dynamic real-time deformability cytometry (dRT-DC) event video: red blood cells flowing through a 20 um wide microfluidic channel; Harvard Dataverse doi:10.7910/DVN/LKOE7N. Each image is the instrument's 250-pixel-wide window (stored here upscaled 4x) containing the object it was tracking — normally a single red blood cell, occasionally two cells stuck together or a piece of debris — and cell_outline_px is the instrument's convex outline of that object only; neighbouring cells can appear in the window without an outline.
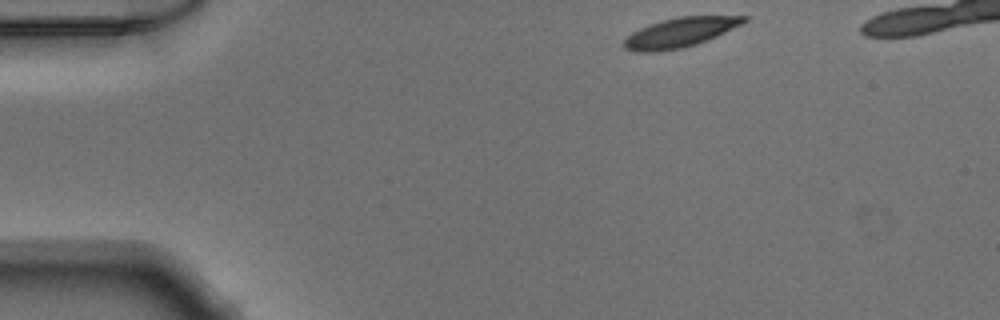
{"species": "Egyptian fruit bat (a non-hibernating species)", "species_latin": "Rousettus aegyptiacus", "temperature_condition": "warm", "stored_images_in_passage": 40, "camera_frame_rate_fps": 3000, "um_per_image_px": 0.085, "animal": {"sex": "male"}, "frame": {"image": 1, "passage_image": 1, "time_ms": 0.0, "image_size_px": [1000, 320], "cell_outline_px": [[748, 20], [744, 24], [716, 36], [696, 44], [680, 48], [656, 52], [636, 52], [624, 48], [624, 40], [632, 32], [640, 28], [664, 20], [680, 16], [748, 16]], "centroid_in_image_um": [57.83, 2.76], "position_along_channel_um": 27.2, "area_um2": 20.4}}
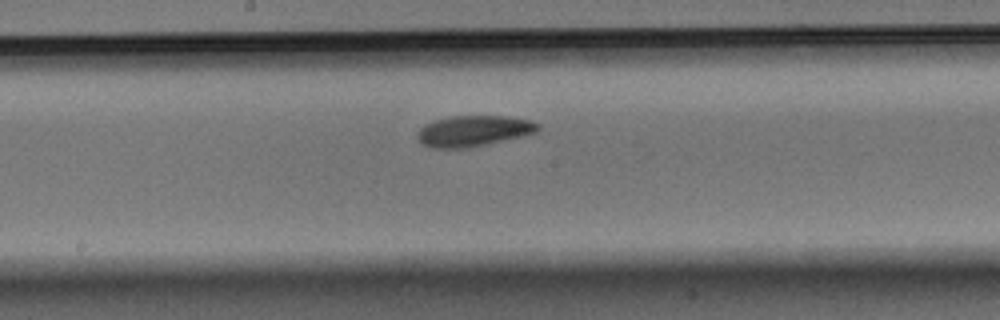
{"frame": {"image": 2, "passage_image": 20, "time_ms": 6.333, "image_size_px": [1000, 320], "cell_outline_px": [[540, 128], [536, 132], [524, 136], [464, 148], [432, 148], [420, 144], [416, 136], [416, 132], [424, 124], [436, 120], [452, 116], [508, 116], [532, 120], [540, 124]], "centroid_in_image_um": [40.24, 11.12], "position_along_channel_um": 208.0, "area_um2": 21.79}}
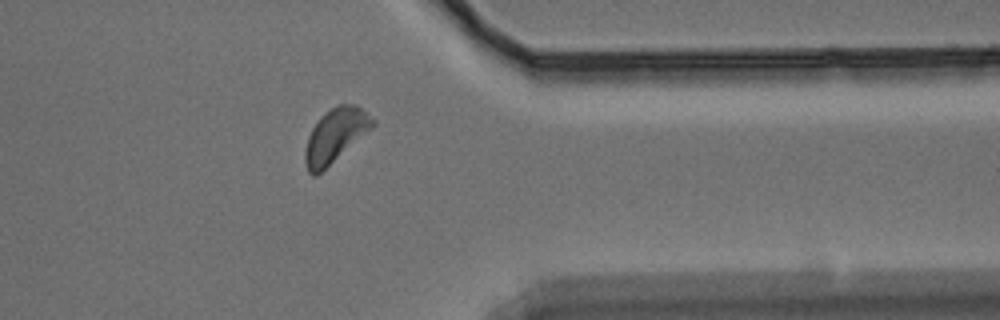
{"frame": {"image": 3, "passage_image": 34, "time_ms": 11.0, "image_size_px": [1000, 320], "cell_outline_px": [[376, 124], [372, 128], [316, 176], [312, 176], [308, 172], [304, 160], [304, 152], [308, 136], [312, 128], [320, 116], [336, 104], [356, 104], [376, 120]], "centroid_in_image_um": [28.49, 11.5], "position_along_channel_um": 382.9, "area_um2": 21.1}}